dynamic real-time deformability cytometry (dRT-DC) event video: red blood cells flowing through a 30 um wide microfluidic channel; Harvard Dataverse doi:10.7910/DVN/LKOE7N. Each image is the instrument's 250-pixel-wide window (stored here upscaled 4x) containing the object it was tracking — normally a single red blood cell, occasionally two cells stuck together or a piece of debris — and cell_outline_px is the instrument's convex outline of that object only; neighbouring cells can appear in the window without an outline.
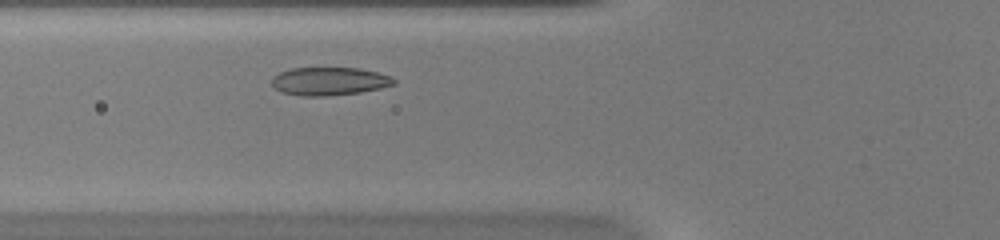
{"species": "common noctule bat (a hibernating species)", "species_latin": "Nyctalus noctula", "temperature_condition": "warm", "stored_images_in_passage": 30, "camera_frame_rate_fps": 3000, "um_per_image_px": 0.085, "animal": {"sex": "female", "body_mass_g": 20.0, "forearm_length_mm": 54.0}, "frame": {"image": 1, "passage_image": 6, "time_ms": 1.667, "image_size_px": [1000, 240], "cell_outline_px": [[396, 84], [380, 88], [360, 92], [324, 96], [300, 96], [280, 92], [272, 84], [272, 76], [280, 72], [292, 68], [360, 68], [376, 72], [388, 76], [396, 80]], "centroid_in_image_um": [27.96, 6.91], "position_along_channel_um": 97.8, "area_um2": 19.94}}
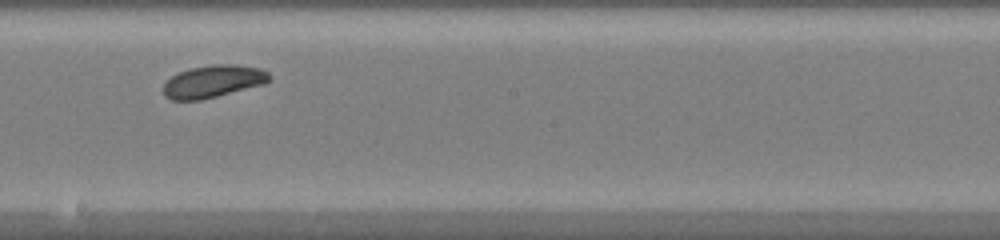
{"frame": {"image": 2, "passage_image": 16, "time_ms": 5.0, "image_size_px": [1000, 240], "cell_outline_px": [[268, 80], [264, 84], [200, 100], [172, 100], [164, 96], [164, 84], [172, 76], [188, 68], [212, 64], [228, 64], [260, 68], [268, 72]], "centroid_in_image_um": [18.08, 6.91], "position_along_channel_um": 230.1, "area_um2": 19.71}}
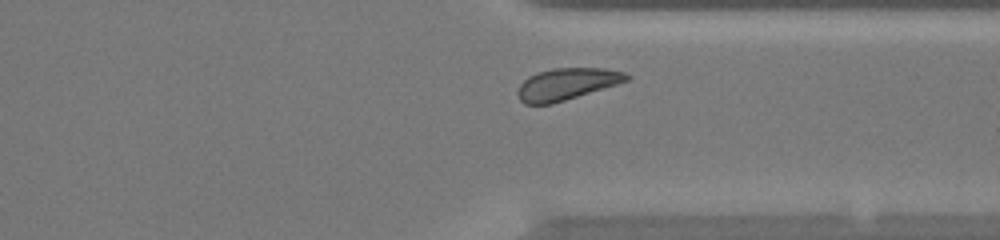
{"frame": {"image": 3, "passage_image": 26, "time_ms": 8.333, "image_size_px": [1000, 240], "cell_outline_px": [[632, 76], [628, 80], [616, 84], [552, 104], [524, 104], [520, 100], [516, 92], [520, 84], [528, 76], [536, 72], [552, 68], [604, 68], [624, 72]], "centroid_in_image_um": [48.13, 7.13], "position_along_channel_um": 363.3, "area_um2": 20.11}, "authors_computed_cell_mechanics": {"area_um2": 20.1433, "velocity_mm_per_s": 3.9852, "shape_relaxation_time_tau1_ms": 0.7101, "shape_relaxation_time_tau2_ms": null, "deformation_change_tau1": 0.0563, "deformation_change_tau2": null}}